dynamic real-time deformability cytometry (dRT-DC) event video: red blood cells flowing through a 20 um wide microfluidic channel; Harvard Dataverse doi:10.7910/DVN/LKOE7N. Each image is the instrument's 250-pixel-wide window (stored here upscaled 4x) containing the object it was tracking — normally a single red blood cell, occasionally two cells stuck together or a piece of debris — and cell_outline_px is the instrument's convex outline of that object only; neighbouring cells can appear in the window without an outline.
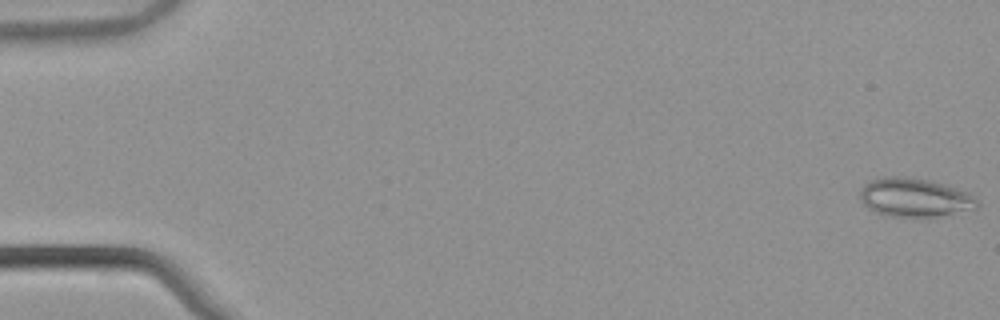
{"species": "common noctule bat (a hibernating species)", "species_latin": "Nyctalus noctula", "temperature_condition": "warm", "stored_images_in_passage": 54, "camera_frame_rate_fps": 3000, "um_per_image_px": 0.085, "animal": {"sex": "male", "body_mass_g": 21.5, "forearm_length_mm": 52.0}, "frame": {"image": 1, "passage_image": 1, "time_ms": 0.0, "image_size_px": [1000, 320], "cell_outline_px": [[980, 204], [976, 208], [936, 216], [888, 216], [876, 212], [868, 208], [864, 204], [860, 196], [860, 192], [872, 180], [928, 180], [964, 192], [976, 200]], "centroid_in_image_um": [77.76, 16.86], "position_along_channel_um": 7.2, "area_um2": 24.39}}
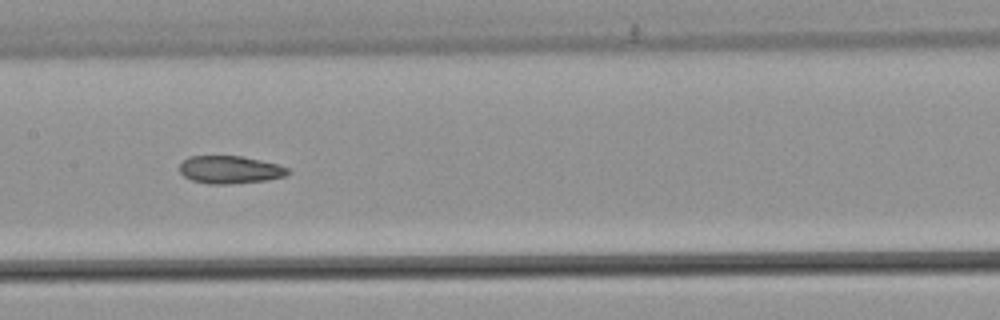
{"frame": {"image": 2, "passage_image": 28, "time_ms": 9.0, "image_size_px": [1000, 320], "cell_outline_px": [[292, 172], [284, 176], [264, 180], [228, 184], [208, 184], [192, 180], [184, 176], [180, 172], [180, 164], [184, 160], [192, 156], [240, 156], [260, 160], [276, 164], [288, 168]], "centroid_in_image_um": [19.54, 14.42], "position_along_channel_um": 187.9, "area_um2": 17.28}}
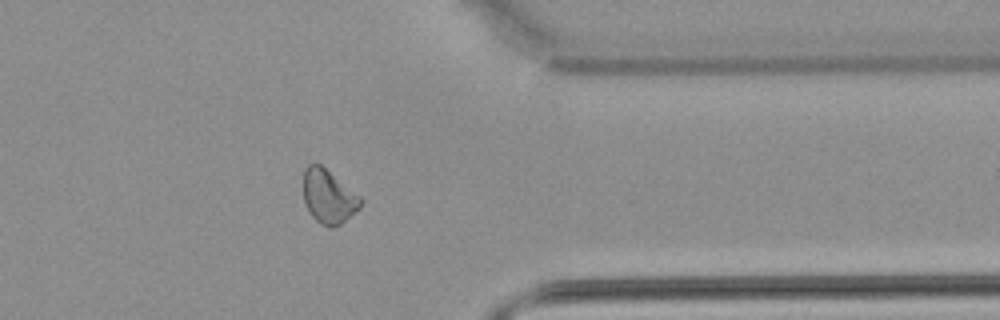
{"frame": {"image": 3, "passage_image": 44, "time_ms": 14.333, "image_size_px": [1000, 320], "cell_outline_px": [[364, 200], [360, 208], [340, 224], [332, 228], [320, 224], [312, 216], [304, 200], [304, 168], [308, 164], [320, 164], [360, 196]], "centroid_in_image_um": [27.94, 16.71], "position_along_channel_um": 383.5, "area_um2": 17.74}}